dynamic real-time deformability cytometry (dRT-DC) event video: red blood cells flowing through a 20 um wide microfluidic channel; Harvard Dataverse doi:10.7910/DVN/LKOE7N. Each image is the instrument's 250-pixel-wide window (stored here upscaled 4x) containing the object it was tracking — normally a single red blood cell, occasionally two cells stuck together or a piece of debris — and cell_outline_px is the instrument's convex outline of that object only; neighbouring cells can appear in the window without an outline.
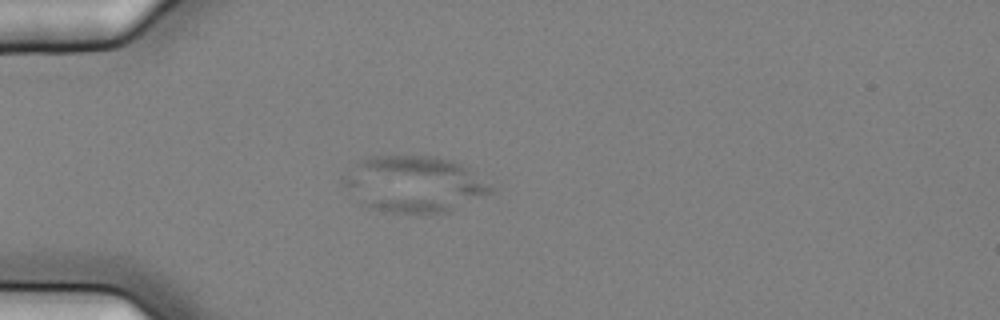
{"species": "common noctule bat (a hibernating species)", "species_latin": "Nyctalus noctula", "temperature_condition": "cold", "stored_images_in_passage": 10, "camera_frame_rate_fps": 3000, "um_per_image_px": 0.085, "animal": {"sex": "female", "body_mass_g": 25.1}, "frame": {"image": 1, "passage_image": 4, "time_ms": 1.0, "image_size_px": [1000, 320], "cell_outline_px": [[492, 192], [444, 212], [416, 216], [384, 212], [364, 208], [340, 184], [340, 180], [360, 160], [368, 156], [436, 156], [452, 160], [468, 168], [488, 184], [492, 188]], "centroid_in_image_um": [35.08, 15.68], "position_along_channel_um": 49.9, "area_um2": 48.78}}
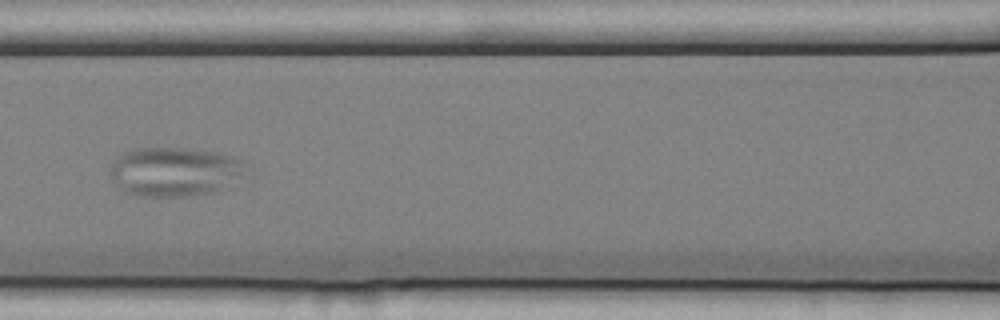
{"frame": {"image": 2, "passage_image": 7, "time_ms": 2.0, "image_size_px": [1000, 320], "cell_outline_px": [[252, 168], [216, 192], [184, 196], [144, 196], [124, 192], [112, 180], [112, 160], [124, 152], [136, 148], [184, 148], [212, 152], [232, 156], [248, 160]], "centroid_in_image_um": [14.9, 14.58], "position_along_channel_um": 151.7, "area_um2": 39.02}}
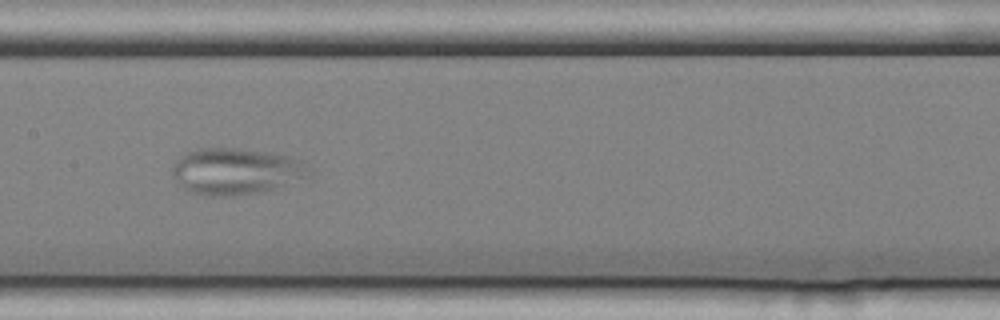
{"frame": {"image": 3, "passage_image": 8, "time_ms": 2.333, "image_size_px": [1000, 320], "cell_outline_px": [[312, 176], [260, 192], [236, 196], [204, 196], [192, 192], [184, 188], [172, 176], [172, 168], [176, 160], [184, 152], [196, 148], [236, 148], [264, 152], [304, 160], [312, 168]], "centroid_in_image_um": [20.06, 14.56], "position_along_channel_um": 187.3, "area_um2": 37.22}}